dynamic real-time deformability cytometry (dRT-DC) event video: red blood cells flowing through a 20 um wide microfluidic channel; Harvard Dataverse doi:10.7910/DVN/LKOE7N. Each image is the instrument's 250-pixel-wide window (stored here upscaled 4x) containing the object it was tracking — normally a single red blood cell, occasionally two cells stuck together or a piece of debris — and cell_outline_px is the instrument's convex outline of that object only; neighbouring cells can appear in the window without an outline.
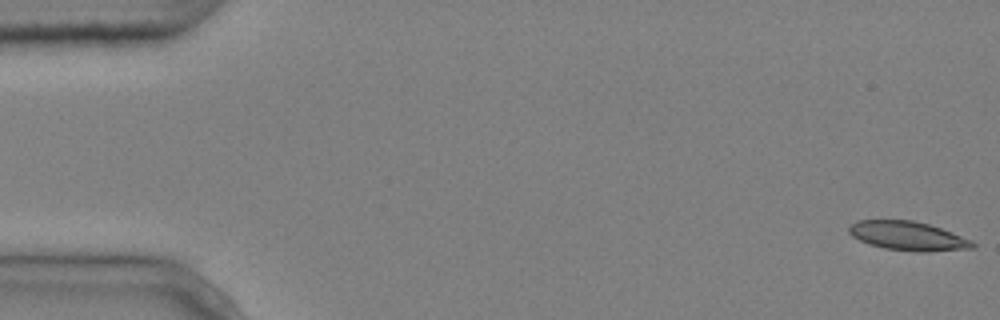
{"species": "common noctule bat (a hibernating species)", "species_latin": "Nyctalus noctula", "temperature_condition": "cold", "stored_images_in_passage": 7, "camera_frame_rate_fps": 3000, "um_per_image_px": 0.085, "animal": {"sex": "male", "body_mass_g": 20.4}, "frame": {"image": 1, "passage_image": 1, "time_ms": 0.0, "image_size_px": [1000, 320], "cell_outline_px": [[976, 248], [928, 252], [916, 252], [884, 248], [868, 244], [852, 236], [848, 232], [848, 228], [856, 220], [912, 220], [928, 224], [952, 232], [972, 240], [976, 244]], "centroid_in_image_um": [77.19, 20.06], "position_along_channel_um": 7.8, "area_um2": 21.04}}
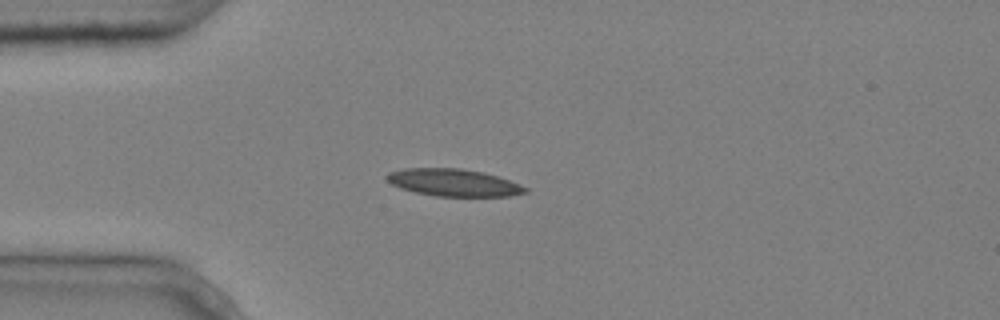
{"frame": {"image": 2, "passage_image": 4, "time_ms": 1.0, "image_size_px": [1000, 320], "cell_outline_px": [[528, 192], [508, 196], [436, 196], [416, 192], [400, 188], [392, 184], [384, 176], [388, 172], [404, 168], [460, 168], [484, 172], [520, 184], [528, 188]], "centroid_in_image_um": [38.54, 15.51], "position_along_channel_um": 46.5, "area_um2": 21.96}}